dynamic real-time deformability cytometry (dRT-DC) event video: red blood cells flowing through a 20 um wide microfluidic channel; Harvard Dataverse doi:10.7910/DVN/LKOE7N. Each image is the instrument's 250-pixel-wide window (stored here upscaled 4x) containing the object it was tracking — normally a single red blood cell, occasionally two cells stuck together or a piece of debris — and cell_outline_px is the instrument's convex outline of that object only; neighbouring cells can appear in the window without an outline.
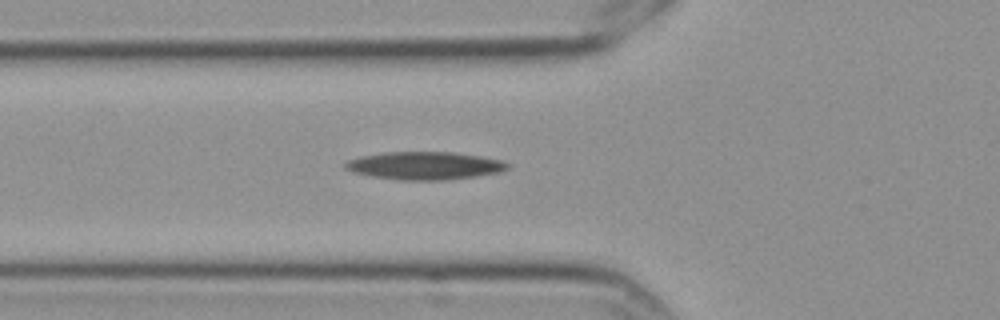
{"species": "Egyptian fruit bat (a non-hibernating species)", "species_latin": "Rousettus aegyptiacus", "temperature_condition": "cold", "stored_images_in_passage": 8, "camera_frame_rate_fps": 3000, "um_per_image_px": 0.085, "frame": {"image": 1, "passage_image": 8, "time_ms": 2.333, "image_size_px": [1000, 320], "cell_outline_px": [[508, 168], [500, 172], [476, 176], [444, 180], [400, 180], [372, 176], [352, 172], [344, 168], [344, 164], [348, 160], [360, 156], [384, 152], [452, 152], [480, 156], [500, 160], [508, 164]], "centroid_in_image_um": [36.05, 14.08], "position_along_channel_um": 89.7, "area_um2": 26.24}}